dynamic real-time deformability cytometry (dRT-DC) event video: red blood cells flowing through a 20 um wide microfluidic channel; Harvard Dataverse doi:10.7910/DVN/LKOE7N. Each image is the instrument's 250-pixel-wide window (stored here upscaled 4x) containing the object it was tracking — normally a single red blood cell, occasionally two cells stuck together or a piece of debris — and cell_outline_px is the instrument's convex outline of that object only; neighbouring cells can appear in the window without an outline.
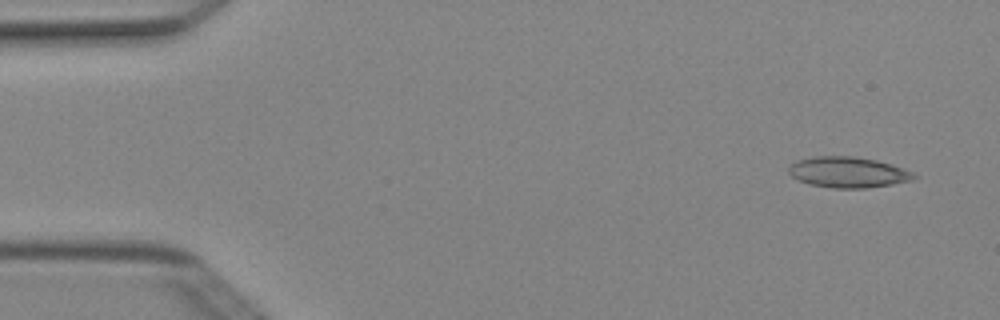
{"species": "Egyptian fruit bat (a non-hibernating species)", "species_latin": "Rousettus aegyptiacus", "temperature_condition": "cold", "stored_images_in_passage": 4, "camera_frame_rate_fps": 3000, "um_per_image_px": 0.085, "animal": {"sex": "female"}, "frame": {"image": 1, "passage_image": 1, "time_ms": 0.0, "image_size_px": [1000, 320], "cell_outline_px": [[920, 176], [912, 180], [892, 184], [864, 188], [832, 188], [808, 184], [792, 176], [788, 172], [788, 168], [796, 160], [816, 156], [856, 156], [876, 160], [892, 164], [904, 168]], "centroid_in_image_um": [72.1, 14.63], "position_along_channel_um": 12.9, "area_um2": 22.54}}
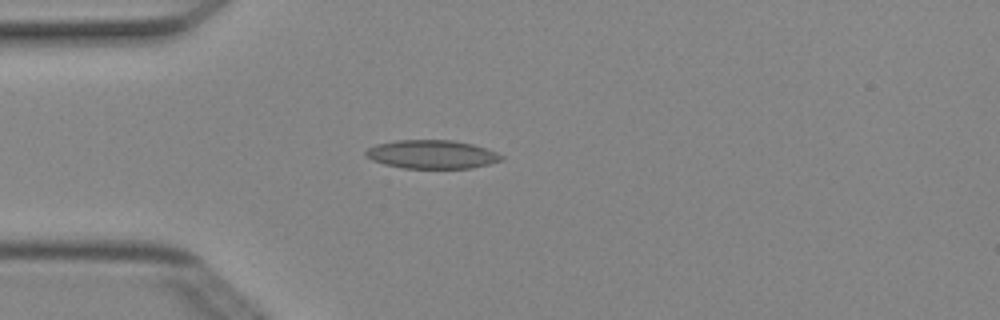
{"frame": {"image": 2, "passage_image": 4, "time_ms": 1.0, "image_size_px": [1000, 320], "cell_outline_px": [[504, 160], [472, 168], [404, 168], [384, 164], [372, 160], [364, 156], [364, 152], [368, 148], [376, 144], [396, 140], [452, 140], [472, 144], [488, 148], [504, 156]], "centroid_in_image_um": [36.71, 13.12], "position_along_channel_um": 48.3, "area_um2": 22.72}}